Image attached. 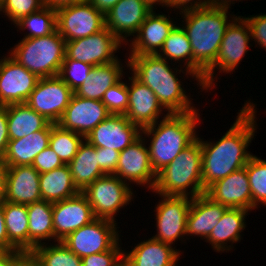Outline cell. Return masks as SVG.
<instances>
[{"label": "cell", "mask_w": 266, "mask_h": 266, "mask_svg": "<svg viewBox=\"0 0 266 266\" xmlns=\"http://www.w3.org/2000/svg\"><path fill=\"white\" fill-rule=\"evenodd\" d=\"M249 25L251 40L255 41L258 46L266 50V14L251 15L243 17Z\"/></svg>", "instance_id": "obj_44"}, {"label": "cell", "mask_w": 266, "mask_h": 266, "mask_svg": "<svg viewBox=\"0 0 266 266\" xmlns=\"http://www.w3.org/2000/svg\"><path fill=\"white\" fill-rule=\"evenodd\" d=\"M228 11L208 6L179 13L184 16L181 26L190 41L192 59L204 72L215 62L225 31L237 17Z\"/></svg>", "instance_id": "obj_4"}, {"label": "cell", "mask_w": 266, "mask_h": 266, "mask_svg": "<svg viewBox=\"0 0 266 266\" xmlns=\"http://www.w3.org/2000/svg\"><path fill=\"white\" fill-rule=\"evenodd\" d=\"M250 39L251 32L248 23L243 16H237L225 31L215 62L204 72L203 90L214 88L215 79L217 80L216 68L220 70L219 73L227 74L238 67L242 58L249 51Z\"/></svg>", "instance_id": "obj_7"}, {"label": "cell", "mask_w": 266, "mask_h": 266, "mask_svg": "<svg viewBox=\"0 0 266 266\" xmlns=\"http://www.w3.org/2000/svg\"><path fill=\"white\" fill-rule=\"evenodd\" d=\"M66 41L54 33L38 38H22L9 55L39 78L58 76L65 58Z\"/></svg>", "instance_id": "obj_6"}, {"label": "cell", "mask_w": 266, "mask_h": 266, "mask_svg": "<svg viewBox=\"0 0 266 266\" xmlns=\"http://www.w3.org/2000/svg\"><path fill=\"white\" fill-rule=\"evenodd\" d=\"M146 141V137L141 135L120 152L115 175L130 186L134 182L141 187L146 185L152 191L157 174L152 168Z\"/></svg>", "instance_id": "obj_14"}, {"label": "cell", "mask_w": 266, "mask_h": 266, "mask_svg": "<svg viewBox=\"0 0 266 266\" xmlns=\"http://www.w3.org/2000/svg\"><path fill=\"white\" fill-rule=\"evenodd\" d=\"M130 83L128 88V109L124 114L125 117L141 129L150 126L160 119L166 111L154 92L146 85L142 84L133 75L128 76ZM162 114V115H161Z\"/></svg>", "instance_id": "obj_20"}, {"label": "cell", "mask_w": 266, "mask_h": 266, "mask_svg": "<svg viewBox=\"0 0 266 266\" xmlns=\"http://www.w3.org/2000/svg\"><path fill=\"white\" fill-rule=\"evenodd\" d=\"M39 182L41 199L50 203L60 202L80 193L73 183L68 164L40 173Z\"/></svg>", "instance_id": "obj_32"}, {"label": "cell", "mask_w": 266, "mask_h": 266, "mask_svg": "<svg viewBox=\"0 0 266 266\" xmlns=\"http://www.w3.org/2000/svg\"><path fill=\"white\" fill-rule=\"evenodd\" d=\"M9 140L7 105L0 106V159L6 153Z\"/></svg>", "instance_id": "obj_47"}, {"label": "cell", "mask_w": 266, "mask_h": 266, "mask_svg": "<svg viewBox=\"0 0 266 266\" xmlns=\"http://www.w3.org/2000/svg\"><path fill=\"white\" fill-rule=\"evenodd\" d=\"M3 213L8 236V251L28 253L27 205L4 201Z\"/></svg>", "instance_id": "obj_33"}, {"label": "cell", "mask_w": 266, "mask_h": 266, "mask_svg": "<svg viewBox=\"0 0 266 266\" xmlns=\"http://www.w3.org/2000/svg\"><path fill=\"white\" fill-rule=\"evenodd\" d=\"M57 30L65 41L98 33L105 28V15L88 1L56 9Z\"/></svg>", "instance_id": "obj_10"}, {"label": "cell", "mask_w": 266, "mask_h": 266, "mask_svg": "<svg viewBox=\"0 0 266 266\" xmlns=\"http://www.w3.org/2000/svg\"><path fill=\"white\" fill-rule=\"evenodd\" d=\"M0 250L8 251V236L3 213V203H0Z\"/></svg>", "instance_id": "obj_48"}, {"label": "cell", "mask_w": 266, "mask_h": 266, "mask_svg": "<svg viewBox=\"0 0 266 266\" xmlns=\"http://www.w3.org/2000/svg\"><path fill=\"white\" fill-rule=\"evenodd\" d=\"M45 6L57 9L62 6L85 2L87 0H42Z\"/></svg>", "instance_id": "obj_52"}, {"label": "cell", "mask_w": 266, "mask_h": 266, "mask_svg": "<svg viewBox=\"0 0 266 266\" xmlns=\"http://www.w3.org/2000/svg\"><path fill=\"white\" fill-rule=\"evenodd\" d=\"M245 168L252 193V210L258 209V204L266 206V160L252 155Z\"/></svg>", "instance_id": "obj_38"}, {"label": "cell", "mask_w": 266, "mask_h": 266, "mask_svg": "<svg viewBox=\"0 0 266 266\" xmlns=\"http://www.w3.org/2000/svg\"><path fill=\"white\" fill-rule=\"evenodd\" d=\"M5 200V167L0 160V203Z\"/></svg>", "instance_id": "obj_53"}, {"label": "cell", "mask_w": 266, "mask_h": 266, "mask_svg": "<svg viewBox=\"0 0 266 266\" xmlns=\"http://www.w3.org/2000/svg\"><path fill=\"white\" fill-rule=\"evenodd\" d=\"M94 219L96 217L92 207L81 192L72 198L53 203L54 243L62 241Z\"/></svg>", "instance_id": "obj_18"}, {"label": "cell", "mask_w": 266, "mask_h": 266, "mask_svg": "<svg viewBox=\"0 0 266 266\" xmlns=\"http://www.w3.org/2000/svg\"><path fill=\"white\" fill-rule=\"evenodd\" d=\"M151 11L143 0H120L105 14V27L122 44L127 45V37L137 34Z\"/></svg>", "instance_id": "obj_19"}, {"label": "cell", "mask_w": 266, "mask_h": 266, "mask_svg": "<svg viewBox=\"0 0 266 266\" xmlns=\"http://www.w3.org/2000/svg\"><path fill=\"white\" fill-rule=\"evenodd\" d=\"M99 159V167L106 174L116 173L120 152L109 148L96 147Z\"/></svg>", "instance_id": "obj_45"}, {"label": "cell", "mask_w": 266, "mask_h": 266, "mask_svg": "<svg viewBox=\"0 0 266 266\" xmlns=\"http://www.w3.org/2000/svg\"><path fill=\"white\" fill-rule=\"evenodd\" d=\"M142 129L124 114H111L85 138L91 145L123 151L141 136Z\"/></svg>", "instance_id": "obj_17"}, {"label": "cell", "mask_w": 266, "mask_h": 266, "mask_svg": "<svg viewBox=\"0 0 266 266\" xmlns=\"http://www.w3.org/2000/svg\"><path fill=\"white\" fill-rule=\"evenodd\" d=\"M62 165H64V163L49 146L42 150L32 162V166L39 173L50 172L51 170L61 167Z\"/></svg>", "instance_id": "obj_43"}, {"label": "cell", "mask_w": 266, "mask_h": 266, "mask_svg": "<svg viewBox=\"0 0 266 266\" xmlns=\"http://www.w3.org/2000/svg\"><path fill=\"white\" fill-rule=\"evenodd\" d=\"M119 242L120 240L110 250L81 258L82 266H112L124 253Z\"/></svg>", "instance_id": "obj_42"}, {"label": "cell", "mask_w": 266, "mask_h": 266, "mask_svg": "<svg viewBox=\"0 0 266 266\" xmlns=\"http://www.w3.org/2000/svg\"><path fill=\"white\" fill-rule=\"evenodd\" d=\"M227 209L205 193L192 198L187 215L186 236L197 235L206 240Z\"/></svg>", "instance_id": "obj_24"}, {"label": "cell", "mask_w": 266, "mask_h": 266, "mask_svg": "<svg viewBox=\"0 0 266 266\" xmlns=\"http://www.w3.org/2000/svg\"><path fill=\"white\" fill-rule=\"evenodd\" d=\"M123 63L117 61L93 66L91 73L74 91V94L86 99L102 100L104 93L113 85L118 83L123 76Z\"/></svg>", "instance_id": "obj_28"}, {"label": "cell", "mask_w": 266, "mask_h": 266, "mask_svg": "<svg viewBox=\"0 0 266 266\" xmlns=\"http://www.w3.org/2000/svg\"><path fill=\"white\" fill-rule=\"evenodd\" d=\"M111 114H125L128 109V88L122 79L111 86L101 100Z\"/></svg>", "instance_id": "obj_41"}, {"label": "cell", "mask_w": 266, "mask_h": 266, "mask_svg": "<svg viewBox=\"0 0 266 266\" xmlns=\"http://www.w3.org/2000/svg\"><path fill=\"white\" fill-rule=\"evenodd\" d=\"M85 138L76 132L63 129L57 123H51L49 147L58 155L64 164H69L77 154Z\"/></svg>", "instance_id": "obj_37"}, {"label": "cell", "mask_w": 266, "mask_h": 266, "mask_svg": "<svg viewBox=\"0 0 266 266\" xmlns=\"http://www.w3.org/2000/svg\"><path fill=\"white\" fill-rule=\"evenodd\" d=\"M19 30L28 29L24 38H38L48 36L57 30L56 9L44 6L36 12L22 17L14 24Z\"/></svg>", "instance_id": "obj_35"}, {"label": "cell", "mask_w": 266, "mask_h": 266, "mask_svg": "<svg viewBox=\"0 0 266 266\" xmlns=\"http://www.w3.org/2000/svg\"><path fill=\"white\" fill-rule=\"evenodd\" d=\"M126 67L142 84L148 86L156 95L161 105L169 113H188L198 111L193 103L192 98L186 94V90L178 79L179 73H183L188 77L197 81L199 89L203 90L202 83L196 76L187 69H177L170 67L166 59L157 55H129L126 59ZM174 69V70H173Z\"/></svg>", "instance_id": "obj_2"}, {"label": "cell", "mask_w": 266, "mask_h": 266, "mask_svg": "<svg viewBox=\"0 0 266 266\" xmlns=\"http://www.w3.org/2000/svg\"><path fill=\"white\" fill-rule=\"evenodd\" d=\"M205 194L228 208L252 210V193L245 167L211 184Z\"/></svg>", "instance_id": "obj_22"}, {"label": "cell", "mask_w": 266, "mask_h": 266, "mask_svg": "<svg viewBox=\"0 0 266 266\" xmlns=\"http://www.w3.org/2000/svg\"><path fill=\"white\" fill-rule=\"evenodd\" d=\"M116 224L112 220L96 218L70 233L62 242L80 258L105 252L121 240Z\"/></svg>", "instance_id": "obj_9"}, {"label": "cell", "mask_w": 266, "mask_h": 266, "mask_svg": "<svg viewBox=\"0 0 266 266\" xmlns=\"http://www.w3.org/2000/svg\"><path fill=\"white\" fill-rule=\"evenodd\" d=\"M20 251L0 250V266H13L14 262L22 255Z\"/></svg>", "instance_id": "obj_49"}, {"label": "cell", "mask_w": 266, "mask_h": 266, "mask_svg": "<svg viewBox=\"0 0 266 266\" xmlns=\"http://www.w3.org/2000/svg\"><path fill=\"white\" fill-rule=\"evenodd\" d=\"M126 182L114 174L97 178L81 193L87 198L96 218L112 220L116 219L120 208L129 205L133 201V190Z\"/></svg>", "instance_id": "obj_8"}, {"label": "cell", "mask_w": 266, "mask_h": 266, "mask_svg": "<svg viewBox=\"0 0 266 266\" xmlns=\"http://www.w3.org/2000/svg\"><path fill=\"white\" fill-rule=\"evenodd\" d=\"M157 195L162 200H159L155 207L156 210H154L156 212L157 233L152 238L172 245L178 239L186 237L187 215L192 198L188 196Z\"/></svg>", "instance_id": "obj_11"}, {"label": "cell", "mask_w": 266, "mask_h": 266, "mask_svg": "<svg viewBox=\"0 0 266 266\" xmlns=\"http://www.w3.org/2000/svg\"><path fill=\"white\" fill-rule=\"evenodd\" d=\"M40 173L32 166L5 167V200L29 205L41 199Z\"/></svg>", "instance_id": "obj_23"}, {"label": "cell", "mask_w": 266, "mask_h": 266, "mask_svg": "<svg viewBox=\"0 0 266 266\" xmlns=\"http://www.w3.org/2000/svg\"><path fill=\"white\" fill-rule=\"evenodd\" d=\"M0 59V106L25 103L40 79L10 55Z\"/></svg>", "instance_id": "obj_15"}, {"label": "cell", "mask_w": 266, "mask_h": 266, "mask_svg": "<svg viewBox=\"0 0 266 266\" xmlns=\"http://www.w3.org/2000/svg\"><path fill=\"white\" fill-rule=\"evenodd\" d=\"M180 253L183 252L152 237L138 242L129 253L124 251L132 266H177Z\"/></svg>", "instance_id": "obj_27"}, {"label": "cell", "mask_w": 266, "mask_h": 266, "mask_svg": "<svg viewBox=\"0 0 266 266\" xmlns=\"http://www.w3.org/2000/svg\"><path fill=\"white\" fill-rule=\"evenodd\" d=\"M152 192L190 198L205 193L202 183L201 143L198 138L157 173Z\"/></svg>", "instance_id": "obj_5"}, {"label": "cell", "mask_w": 266, "mask_h": 266, "mask_svg": "<svg viewBox=\"0 0 266 266\" xmlns=\"http://www.w3.org/2000/svg\"><path fill=\"white\" fill-rule=\"evenodd\" d=\"M44 6L42 0H3L0 12L6 15L14 25L22 17L36 12Z\"/></svg>", "instance_id": "obj_40"}, {"label": "cell", "mask_w": 266, "mask_h": 266, "mask_svg": "<svg viewBox=\"0 0 266 266\" xmlns=\"http://www.w3.org/2000/svg\"><path fill=\"white\" fill-rule=\"evenodd\" d=\"M51 122L42 130L21 139L9 140L6 153L0 159L4 167L32 165L34 158L49 146Z\"/></svg>", "instance_id": "obj_25"}, {"label": "cell", "mask_w": 266, "mask_h": 266, "mask_svg": "<svg viewBox=\"0 0 266 266\" xmlns=\"http://www.w3.org/2000/svg\"><path fill=\"white\" fill-rule=\"evenodd\" d=\"M50 244L43 243L30 252L40 266H82V259L62 241Z\"/></svg>", "instance_id": "obj_36"}, {"label": "cell", "mask_w": 266, "mask_h": 266, "mask_svg": "<svg viewBox=\"0 0 266 266\" xmlns=\"http://www.w3.org/2000/svg\"><path fill=\"white\" fill-rule=\"evenodd\" d=\"M238 110L237 118L219 141H204L197 136L202 151V183L206 190L214 182L227 177L232 172L244 168L253 155L247 151L254 138L256 106L250 100Z\"/></svg>", "instance_id": "obj_1"}, {"label": "cell", "mask_w": 266, "mask_h": 266, "mask_svg": "<svg viewBox=\"0 0 266 266\" xmlns=\"http://www.w3.org/2000/svg\"><path fill=\"white\" fill-rule=\"evenodd\" d=\"M92 4L98 11L104 15L114 7L120 0H87Z\"/></svg>", "instance_id": "obj_50"}, {"label": "cell", "mask_w": 266, "mask_h": 266, "mask_svg": "<svg viewBox=\"0 0 266 266\" xmlns=\"http://www.w3.org/2000/svg\"><path fill=\"white\" fill-rule=\"evenodd\" d=\"M235 1L240 2L241 0H211V6L230 10V5L234 4Z\"/></svg>", "instance_id": "obj_54"}, {"label": "cell", "mask_w": 266, "mask_h": 266, "mask_svg": "<svg viewBox=\"0 0 266 266\" xmlns=\"http://www.w3.org/2000/svg\"><path fill=\"white\" fill-rule=\"evenodd\" d=\"M112 266H132V263L123 253Z\"/></svg>", "instance_id": "obj_56"}, {"label": "cell", "mask_w": 266, "mask_h": 266, "mask_svg": "<svg viewBox=\"0 0 266 266\" xmlns=\"http://www.w3.org/2000/svg\"><path fill=\"white\" fill-rule=\"evenodd\" d=\"M93 66L79 62L73 59H64L58 76L73 90H77L88 75L91 73Z\"/></svg>", "instance_id": "obj_39"}, {"label": "cell", "mask_w": 266, "mask_h": 266, "mask_svg": "<svg viewBox=\"0 0 266 266\" xmlns=\"http://www.w3.org/2000/svg\"><path fill=\"white\" fill-rule=\"evenodd\" d=\"M199 110L188 113H166L162 120L142 129L147 136L152 168L157 174L171 163L186 147L196 139L197 125L201 122ZM159 122V123H158Z\"/></svg>", "instance_id": "obj_3"}, {"label": "cell", "mask_w": 266, "mask_h": 266, "mask_svg": "<svg viewBox=\"0 0 266 266\" xmlns=\"http://www.w3.org/2000/svg\"><path fill=\"white\" fill-rule=\"evenodd\" d=\"M28 224V253L44 240L54 239L53 203L40 200L27 205Z\"/></svg>", "instance_id": "obj_31"}, {"label": "cell", "mask_w": 266, "mask_h": 266, "mask_svg": "<svg viewBox=\"0 0 266 266\" xmlns=\"http://www.w3.org/2000/svg\"><path fill=\"white\" fill-rule=\"evenodd\" d=\"M249 210L242 208H228L217 225L213 228L205 242H209L215 252H229L233 244L239 242L241 232L246 228V215ZM232 242V245H227Z\"/></svg>", "instance_id": "obj_26"}, {"label": "cell", "mask_w": 266, "mask_h": 266, "mask_svg": "<svg viewBox=\"0 0 266 266\" xmlns=\"http://www.w3.org/2000/svg\"><path fill=\"white\" fill-rule=\"evenodd\" d=\"M158 57L168 60H174V64L178 63L181 66V61L184 63L183 68L191 71L196 78L202 83L204 71L193 61L192 49L190 41L182 26H175L170 32L167 39L164 41L162 48L156 54Z\"/></svg>", "instance_id": "obj_30"}, {"label": "cell", "mask_w": 266, "mask_h": 266, "mask_svg": "<svg viewBox=\"0 0 266 266\" xmlns=\"http://www.w3.org/2000/svg\"><path fill=\"white\" fill-rule=\"evenodd\" d=\"M13 266H40L30 253H23Z\"/></svg>", "instance_id": "obj_51"}, {"label": "cell", "mask_w": 266, "mask_h": 266, "mask_svg": "<svg viewBox=\"0 0 266 266\" xmlns=\"http://www.w3.org/2000/svg\"><path fill=\"white\" fill-rule=\"evenodd\" d=\"M73 90L59 77L40 78L25 102L30 108L56 124L68 106Z\"/></svg>", "instance_id": "obj_12"}, {"label": "cell", "mask_w": 266, "mask_h": 266, "mask_svg": "<svg viewBox=\"0 0 266 266\" xmlns=\"http://www.w3.org/2000/svg\"><path fill=\"white\" fill-rule=\"evenodd\" d=\"M111 113L101 100L86 99L75 94L57 124L84 138Z\"/></svg>", "instance_id": "obj_16"}, {"label": "cell", "mask_w": 266, "mask_h": 266, "mask_svg": "<svg viewBox=\"0 0 266 266\" xmlns=\"http://www.w3.org/2000/svg\"><path fill=\"white\" fill-rule=\"evenodd\" d=\"M122 43L105 27L98 33L76 40L66 41L64 59H73L92 66L118 60L115 53Z\"/></svg>", "instance_id": "obj_13"}, {"label": "cell", "mask_w": 266, "mask_h": 266, "mask_svg": "<svg viewBox=\"0 0 266 266\" xmlns=\"http://www.w3.org/2000/svg\"><path fill=\"white\" fill-rule=\"evenodd\" d=\"M74 185L82 192L97 178L106 175L99 167L96 147L87 140L80 144L77 154L68 164Z\"/></svg>", "instance_id": "obj_29"}, {"label": "cell", "mask_w": 266, "mask_h": 266, "mask_svg": "<svg viewBox=\"0 0 266 266\" xmlns=\"http://www.w3.org/2000/svg\"><path fill=\"white\" fill-rule=\"evenodd\" d=\"M8 135L10 140L21 139L44 129L50 122L26 103L7 105Z\"/></svg>", "instance_id": "obj_34"}, {"label": "cell", "mask_w": 266, "mask_h": 266, "mask_svg": "<svg viewBox=\"0 0 266 266\" xmlns=\"http://www.w3.org/2000/svg\"><path fill=\"white\" fill-rule=\"evenodd\" d=\"M211 6V0H167V7L179 9L180 12Z\"/></svg>", "instance_id": "obj_46"}, {"label": "cell", "mask_w": 266, "mask_h": 266, "mask_svg": "<svg viewBox=\"0 0 266 266\" xmlns=\"http://www.w3.org/2000/svg\"><path fill=\"white\" fill-rule=\"evenodd\" d=\"M168 17V18H167ZM170 16L151 11L141 24L136 36L129 39V55H156L176 26Z\"/></svg>", "instance_id": "obj_21"}, {"label": "cell", "mask_w": 266, "mask_h": 266, "mask_svg": "<svg viewBox=\"0 0 266 266\" xmlns=\"http://www.w3.org/2000/svg\"><path fill=\"white\" fill-rule=\"evenodd\" d=\"M143 1L152 11L155 10L154 6L157 7L156 4L158 6L162 5L163 8L164 7L167 8V0H143Z\"/></svg>", "instance_id": "obj_55"}]
</instances>
